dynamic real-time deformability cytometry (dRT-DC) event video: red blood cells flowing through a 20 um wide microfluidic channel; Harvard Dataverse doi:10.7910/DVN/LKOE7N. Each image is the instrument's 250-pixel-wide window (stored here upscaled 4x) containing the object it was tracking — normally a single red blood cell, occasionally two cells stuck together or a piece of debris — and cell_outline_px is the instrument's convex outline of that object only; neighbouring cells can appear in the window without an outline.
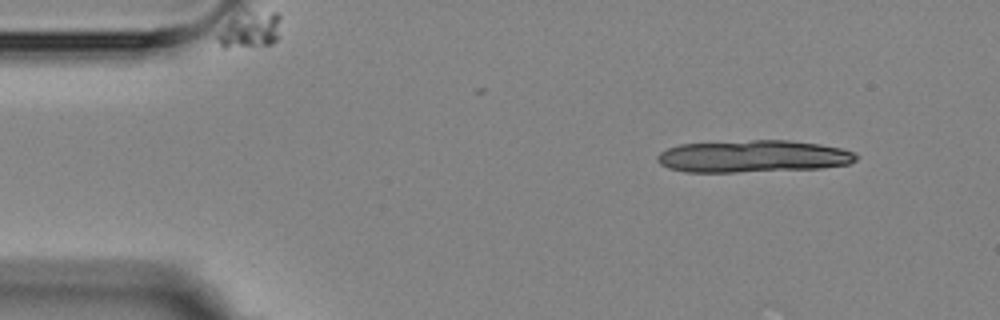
{"species": "Egyptian fruit bat (a non-hibernating species)", "species_latin": "Rousettus aegyptiacus", "temperature_condition": "room temperature", "stored_images_in_passage": 5, "camera_frame_rate_fps": 3000, "um_per_image_px": 0.085, "animal": {"sex": "female"}, "frame": {"image": 1, "passage_image": 5, "time_ms": 5.667, "image_size_px": [1000, 320], "cell_outline_px": [[860, 156], [856, 160], [848, 164], [820, 168], [736, 172], [684, 172], [668, 168], [660, 164], [656, 160], [656, 156], [660, 152], [668, 148], [680, 144], [752, 140], [788, 140], [820, 144], [840, 148], [856, 152]], "centroid_in_image_um": [64.01, 13.29], "position_along_channel_um": 21.0, "area_um2": 37.45}}